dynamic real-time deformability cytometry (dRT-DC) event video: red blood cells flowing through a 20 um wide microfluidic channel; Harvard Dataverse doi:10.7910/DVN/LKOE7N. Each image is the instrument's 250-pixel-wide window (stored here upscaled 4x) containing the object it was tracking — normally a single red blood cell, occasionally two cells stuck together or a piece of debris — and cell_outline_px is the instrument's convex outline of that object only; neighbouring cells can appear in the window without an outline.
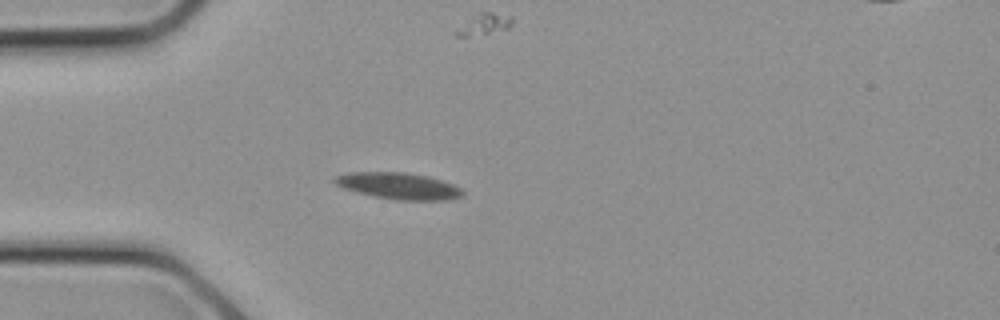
{"species": "common noctule bat (a hibernating species)", "species_latin": "Nyctalus noctula", "temperature_condition": "cold", "stored_images_in_passage": 20, "segment_of_instrument_passage": [1, 2], "camera_frame_rate_fps": 3000, "um_per_image_px": 0.085, "animal": {"sex": "female", "body_mass_g": 21.9}, "frame": {"image": 1, "passage_image": 1, "time_ms": 0.0, "image_size_px": [1000, 320], "cell_outline_px": [[464, 196], [452, 200], [396, 200], [372, 196], [356, 192], [344, 188], [336, 184], [332, 180], [336, 176], [348, 172], [404, 172], [428, 176], [452, 184], [460, 188], [464, 192]], "centroid_in_image_um": [33.89, 15.81], "position_along_channel_um": 51.1, "area_um2": 19.88}}
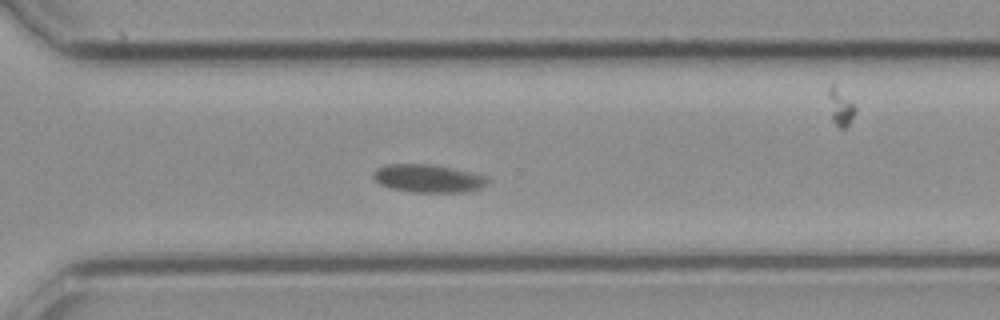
{"frame": {"image": 2, "passage_image": 12, "time_ms": 3.667, "image_size_px": [1000, 320], "cell_outline_px": [[492, 180], [488, 184], [480, 188], [464, 192], [412, 192], [392, 188], [380, 184], [372, 176], [372, 172], [376, 168], [384, 164], [436, 164], [472, 172], [488, 176]], "centroid_in_image_um": [36.43, 15.15], "position_along_channel_um": 334.2, "area_um2": 19.02}}
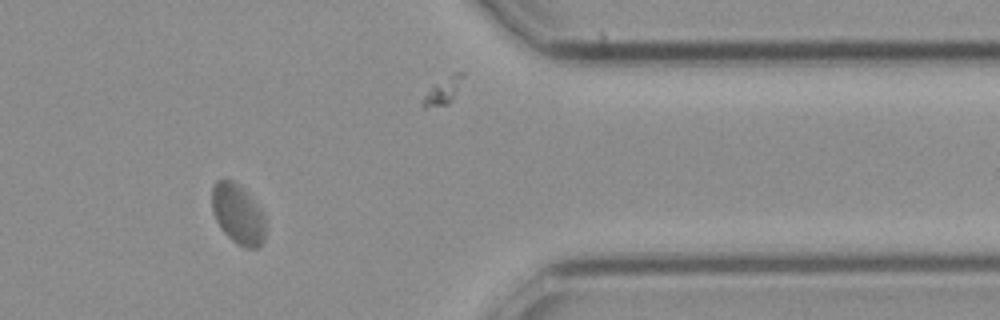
{"frame": {"image": 3, "passage_image": 15, "time_ms": 4.667, "image_size_px": [1000, 320], "cell_outline_px": [[268, 220], [264, 240], [256, 248], [244, 248], [236, 244], [220, 228], [212, 212], [212, 188], [216, 180], [224, 176], [232, 180], [264, 212]], "centroid_in_image_um": [20.23, 18.21], "position_along_channel_um": 391.2, "area_um2": 19.02}}